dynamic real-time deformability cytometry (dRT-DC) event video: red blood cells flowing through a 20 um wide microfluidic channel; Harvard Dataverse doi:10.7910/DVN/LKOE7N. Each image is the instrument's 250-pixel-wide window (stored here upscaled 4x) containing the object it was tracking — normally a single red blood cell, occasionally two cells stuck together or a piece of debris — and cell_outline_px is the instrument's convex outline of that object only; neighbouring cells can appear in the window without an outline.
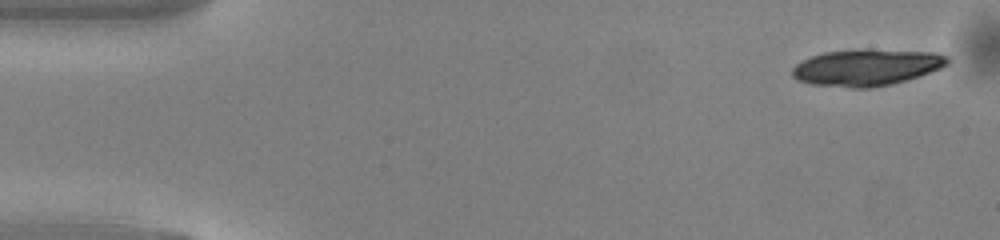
{"species": "common noctule bat (a hibernating species)", "species_latin": "Nyctalus noctula", "temperature_condition": "warm", "stored_images_in_passage": 4, "segment_of_instrument_passage": [2, 2], "camera_frame_rate_fps": 3000, "um_per_image_px": 0.085, "animal": {"sex": "male", "body_mass_g": 13.0, "forearm_length_mm": 53.1}, "frame": {"image": 1, "passage_image": 4, "time_ms": 1.0, "image_size_px": [1000, 240], "cell_outline_px": [[944, 60], [940, 64], [932, 68], [908, 76], [892, 80], [872, 84], [864, 84], [812, 80], [800, 76], [796, 72], [812, 60], [824, 56], [848, 52], [876, 52], [936, 56]], "centroid_in_image_um": [73.68, 5.7], "position_along_channel_um": 11.3, "area_um2": 24.22}}